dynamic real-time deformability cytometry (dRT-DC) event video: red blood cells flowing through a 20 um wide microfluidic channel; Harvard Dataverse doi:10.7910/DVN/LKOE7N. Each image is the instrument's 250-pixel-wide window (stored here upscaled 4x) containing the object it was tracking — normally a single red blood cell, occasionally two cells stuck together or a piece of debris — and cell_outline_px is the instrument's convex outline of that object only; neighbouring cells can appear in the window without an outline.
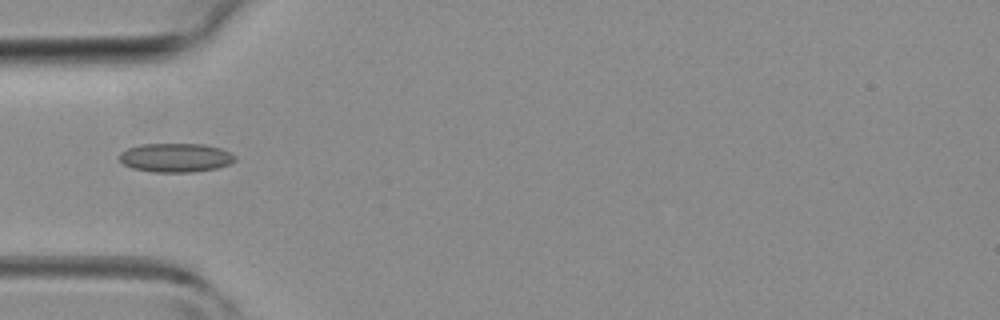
{"species": "common noctule bat (a hibernating species)", "species_latin": "Nyctalus noctula", "temperature_condition": "room temperature", "stored_images_in_passage": 1, "camera_frame_rate_fps": 3000, "um_per_image_px": 0.085, "animal": {"sex": "female", "body_mass_g": 19.3, "forearm_length_mm": 54.1}, "frame": {"image": 1, "passage_image": 1, "time_ms": 0.0, "image_size_px": [1000, 320], "cell_outline_px": [[236, 160], [228, 164], [216, 168], [192, 172], [152, 172], [132, 168], [124, 164], [120, 160], [120, 152], [128, 148], [140, 144], [204, 144], [220, 148], [236, 156]], "centroid_in_image_um": [14.92, 13.4], "position_along_channel_um": 70.1, "area_um2": 19.42}}